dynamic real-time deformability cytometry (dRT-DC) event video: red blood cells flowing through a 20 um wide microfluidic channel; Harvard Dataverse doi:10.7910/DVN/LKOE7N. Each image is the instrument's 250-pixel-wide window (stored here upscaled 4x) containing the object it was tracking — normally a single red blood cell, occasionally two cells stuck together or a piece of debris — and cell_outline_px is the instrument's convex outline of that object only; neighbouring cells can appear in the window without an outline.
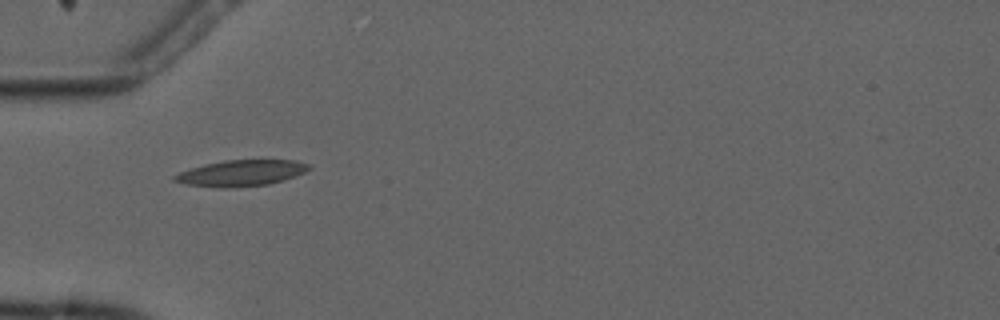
{"species": "common noctule bat (a hibernating species)", "species_latin": "Nyctalus noctula", "temperature_condition": "cold", "stored_images_in_passage": 7, "camera_frame_rate_fps": 3000, "um_per_image_px": 0.085, "animal": {"sex": "male", "forearm_length_mm": 52.5}, "frame": {"image": 1, "passage_image": 3, "time_ms": 2.333, "image_size_px": [1000, 320], "cell_outline_px": [[312, 168], [304, 172], [268, 184], [220, 188], [216, 188], [184, 184], [172, 180], [172, 176], [180, 172], [204, 164], [224, 160], [292, 160], [308, 164]], "centroid_in_image_um": [20.42, 14.71], "position_along_channel_um": 64.6, "area_um2": 20.11}}
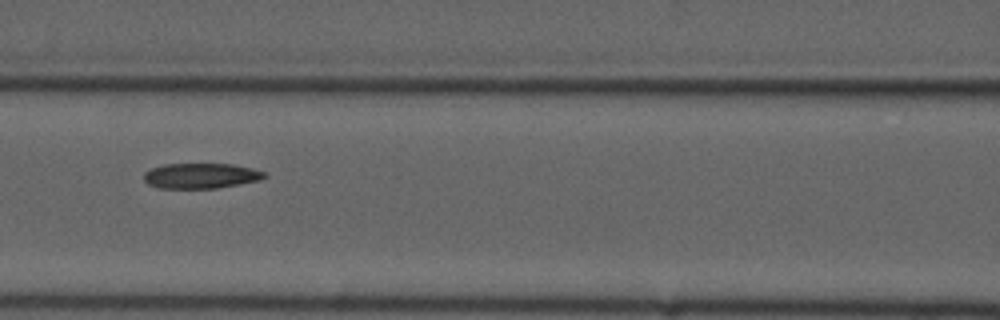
{"frame": {"image": 2, "passage_image": 5, "time_ms": 4.667, "image_size_px": [1000, 320], "cell_outline_px": [[268, 176], [260, 180], [240, 184], [216, 188], [160, 188], [148, 184], [144, 180], [144, 172], [152, 168], [164, 164], [232, 164], [252, 168], [264, 172]], "centroid_in_image_um": [17.08, 14.94], "position_along_channel_um": 149.5, "area_um2": 17.74}}
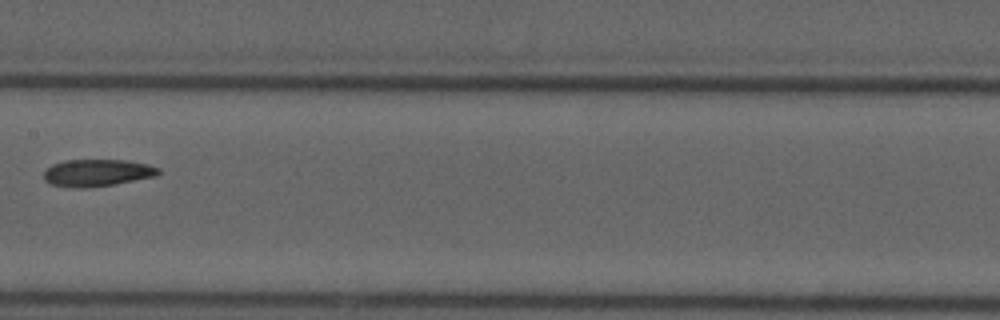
{"frame": {"image": 3, "passage_image": 6, "time_ms": 6.0, "image_size_px": [1000, 320], "cell_outline_px": [[160, 172], [156, 176], [112, 184], [84, 188], [72, 188], [52, 184], [44, 180], [44, 172], [52, 164], [64, 160], [124, 160], [148, 164], [160, 168]], "centroid_in_image_um": [8.25, 14.68], "position_along_channel_um": 199.2, "area_um2": 17.98}}